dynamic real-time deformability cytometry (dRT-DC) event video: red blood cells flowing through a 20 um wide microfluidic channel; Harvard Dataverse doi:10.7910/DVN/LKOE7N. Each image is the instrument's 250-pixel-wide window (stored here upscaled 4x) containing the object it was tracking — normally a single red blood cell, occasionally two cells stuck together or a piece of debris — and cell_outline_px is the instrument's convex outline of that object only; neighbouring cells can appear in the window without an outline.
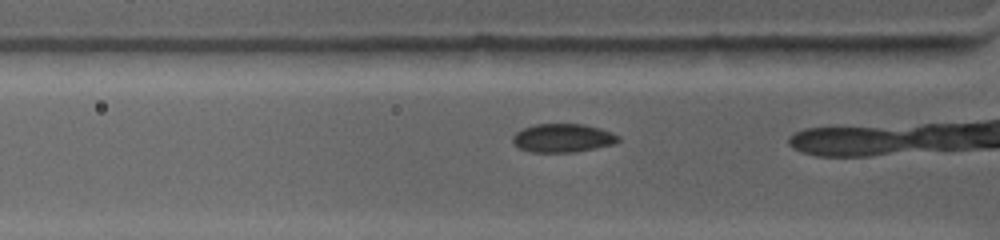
{"species": "common noctule bat (a hibernating species)", "species_latin": "Nyctalus noctula", "temperature_condition": "warm", "stored_images_in_passage": 20, "camera_frame_rate_fps": 4500, "um_per_image_px": 0.085, "animal": {"sex": "female", "body_mass_g": 19.0, "forearm_length_mm": 53.3}, "frame": {"image": 1, "passage_image": 2, "time_ms": 0.222, "image_size_px": [1000, 240], "cell_outline_px": [[620, 140], [616, 144], [572, 152], [532, 152], [520, 148], [512, 144], [512, 136], [516, 132], [524, 128], [536, 124], [584, 124], [600, 128], [612, 132], [620, 136]], "centroid_in_image_um": [47.85, 11.73], "position_along_channel_um": 78.0, "area_um2": 17.63}}
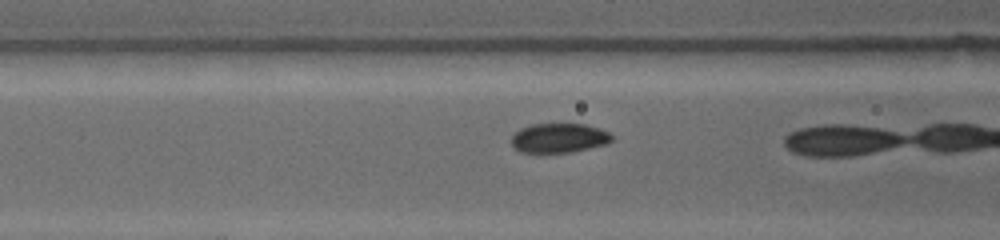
{"frame": {"image": 2, "passage_image": 8, "time_ms": 1.333, "image_size_px": [1000, 240], "cell_outline_px": [[612, 140], [608, 144], [572, 152], [520, 152], [512, 144], [512, 136], [520, 128], [532, 124], [584, 124], [608, 132], [612, 136]], "centroid_in_image_um": [47.52, 11.73], "position_along_channel_um": 119.1, "area_um2": 17.05}}
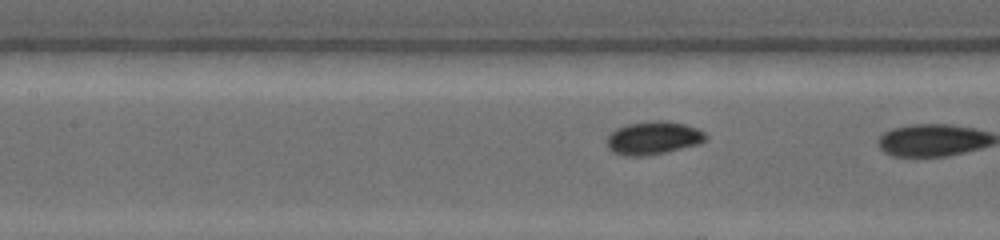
{"frame": {"image": 3, "passage_image": 12, "time_ms": 2.222, "image_size_px": [1000, 240], "cell_outline_px": [[708, 136], [700, 144], [664, 152], [640, 156], [624, 156], [612, 152], [608, 148], [608, 136], [616, 128], [628, 124], [656, 120], [660, 120], [684, 124], [696, 128], [704, 132]], "centroid_in_image_um": [55.52, 11.73], "position_along_channel_um": 151.9, "area_um2": 18.84}}